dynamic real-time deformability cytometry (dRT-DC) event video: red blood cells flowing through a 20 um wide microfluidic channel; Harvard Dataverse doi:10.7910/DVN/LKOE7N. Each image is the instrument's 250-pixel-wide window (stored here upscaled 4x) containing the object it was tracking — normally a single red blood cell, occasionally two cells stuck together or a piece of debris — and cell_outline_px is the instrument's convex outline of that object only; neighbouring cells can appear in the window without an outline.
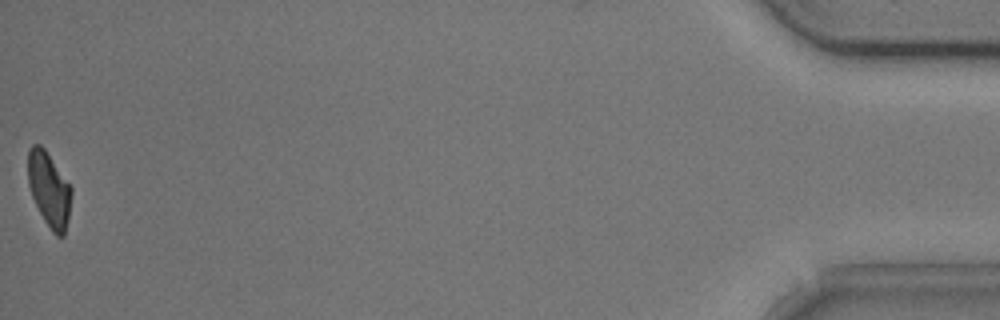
{"species": "common noctule bat (a hibernating species)", "species_latin": "Nyctalus noctula", "temperature_condition": "cold", "stored_images_in_passage": 55, "camera_frame_rate_fps": 3000, "um_per_image_px": 0.085, "animal": {"sex": "male", "body_mass_g": 20.5, "forearm_length_mm": 52.5}, "frame": {"image": 1, "passage_image": 55, "time_ms": 18.0, "image_size_px": [1000, 320], "cell_outline_px": [[72, 192], [68, 216], [64, 236], [56, 236], [52, 232], [44, 220], [32, 196], [28, 184], [28, 148], [32, 144], [40, 144], [44, 148], [72, 188]], "centroid_in_image_um": [4.16, 16.09], "position_along_channel_um": 431.0, "area_um2": 18.67}, "authors_computed_cell_mechanics": {"area_um2": 21.6172, "velocity_mm_per_s": 3.7839, "shape_relaxation_time_tau1_ms": 2.7665, "shape_relaxation_time_tau2_ms": null, "deformation_change_tau1": 0.1343, "deformation_change_tau2": null}}